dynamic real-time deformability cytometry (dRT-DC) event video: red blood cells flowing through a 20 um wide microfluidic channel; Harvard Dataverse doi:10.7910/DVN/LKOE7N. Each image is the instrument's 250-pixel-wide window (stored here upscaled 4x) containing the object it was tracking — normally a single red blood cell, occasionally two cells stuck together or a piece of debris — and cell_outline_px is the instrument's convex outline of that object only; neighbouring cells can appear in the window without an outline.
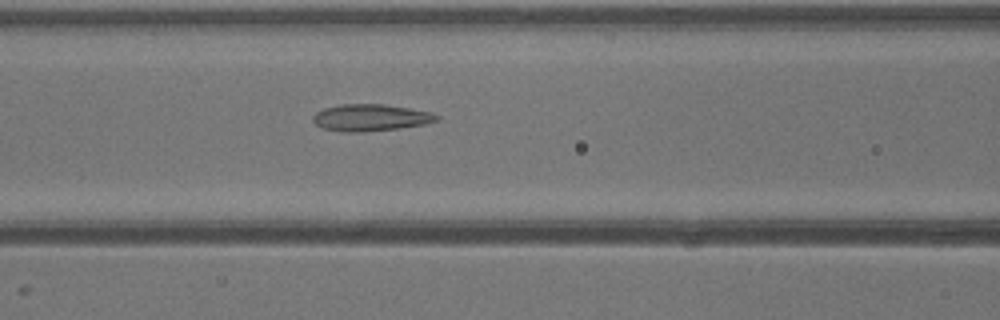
{"species": "common noctule bat (a hibernating species)", "species_latin": "Nyctalus noctula", "temperature_condition": "warm", "stored_images_in_passage": 29, "camera_frame_rate_fps": 3000, "um_per_image_px": 0.085, "animal": {"sex": "male", "body_mass_g": 13.3}, "frame": {"image": 1, "passage_image": 13, "time_ms": 4.0, "image_size_px": [1000, 320], "cell_outline_px": [[440, 120], [428, 124], [400, 128], [364, 132], [340, 132], [324, 128], [316, 124], [312, 120], [312, 116], [316, 112], [324, 108], [340, 104], [384, 104], [432, 112], [440, 116]], "centroid_in_image_um": [31.53, 10.0], "position_along_channel_um": 135.1, "area_um2": 19.59}}
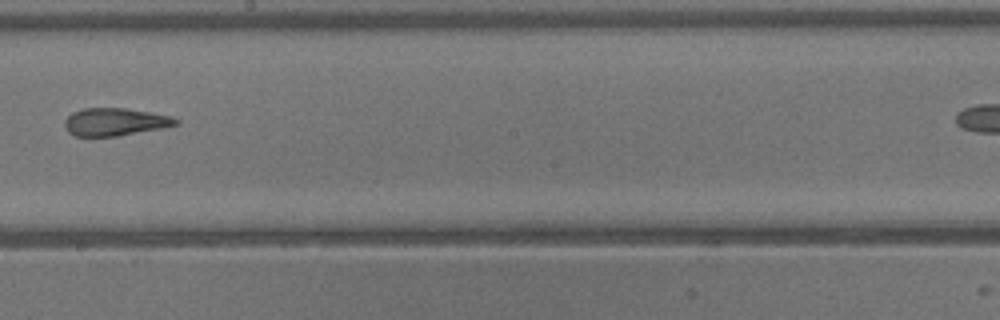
{"frame": {"image": 2, "passage_image": 19, "time_ms": 6.0, "image_size_px": [1000, 320], "cell_outline_px": [[180, 124], [164, 128], [116, 136], [76, 136], [68, 132], [64, 124], [64, 120], [72, 112], [84, 108], [128, 108], [172, 116], [180, 120]], "centroid_in_image_um": [9.81, 10.35], "position_along_channel_um": 238.4, "area_um2": 18.09}}
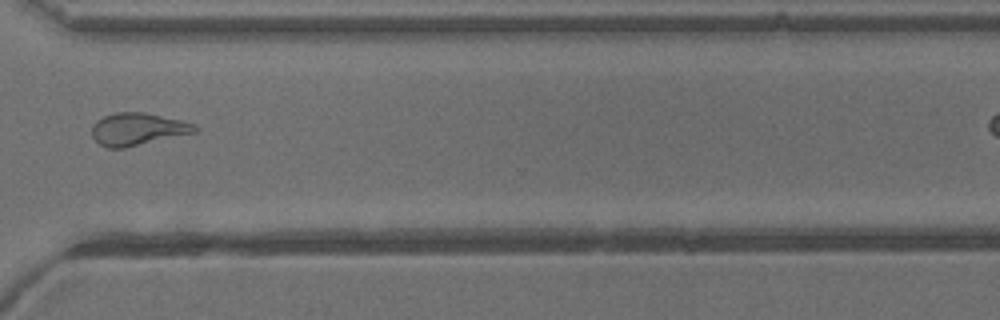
{"frame": {"image": 3, "passage_image": 26, "time_ms": 8.333, "image_size_px": [1000, 320], "cell_outline_px": [[200, 128], [196, 132], [124, 148], [108, 148], [100, 144], [92, 136], [92, 124], [96, 120], [104, 116], [116, 112], [144, 112], [180, 120], [196, 124]], "centroid_in_image_um": [11.7, 10.97], "position_along_channel_um": 358.9, "area_um2": 19.42}}